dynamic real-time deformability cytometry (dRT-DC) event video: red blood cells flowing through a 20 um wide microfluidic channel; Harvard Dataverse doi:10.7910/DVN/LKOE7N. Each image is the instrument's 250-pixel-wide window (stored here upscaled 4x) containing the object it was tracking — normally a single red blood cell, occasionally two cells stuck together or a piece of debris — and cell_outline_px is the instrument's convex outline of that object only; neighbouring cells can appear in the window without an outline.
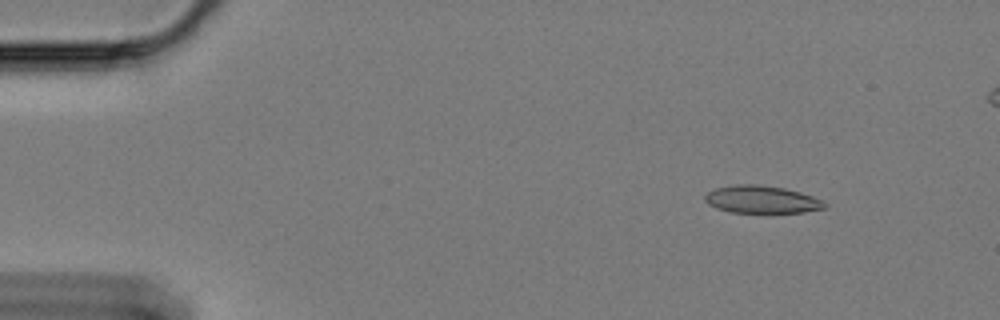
{"species": "Egyptian fruit bat (a non-hibernating species)", "species_latin": "Rousettus aegyptiacus", "temperature_condition": "cold", "stored_images_in_passage": 60, "camera_frame_rate_fps": 3000, "um_per_image_px": 0.085, "animal": {"sex": "female"}, "frame": {"image": 1, "passage_image": 7, "time_ms": 2.0, "image_size_px": [1000, 320], "cell_outline_px": [[828, 204], [824, 208], [804, 212], [768, 216], [728, 212], [716, 208], [708, 204], [704, 200], [704, 196], [708, 192], [716, 188], [740, 184], [756, 184], [784, 188], [800, 192], [824, 200]], "centroid_in_image_um": [64.77, 17.02], "position_along_channel_um": 20.2, "area_um2": 20.23}}
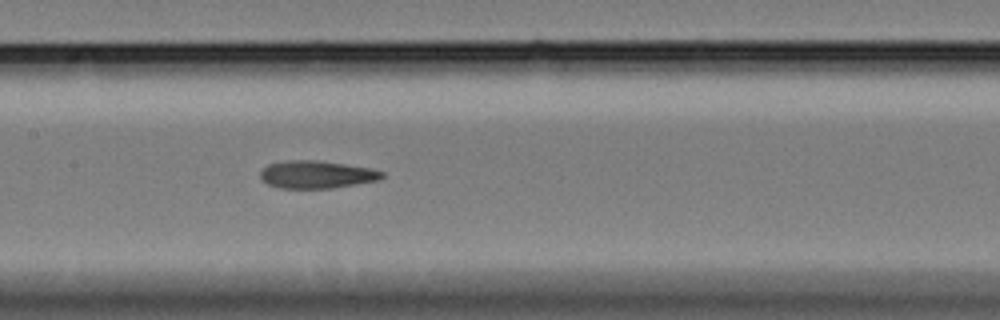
{"frame": {"image": 2, "passage_image": 29, "time_ms": 9.333, "image_size_px": [1000, 320], "cell_outline_px": [[384, 176], [380, 180], [332, 188], [280, 188], [268, 184], [260, 176], [260, 172], [268, 164], [288, 160], [316, 160], [344, 164], [368, 168], [384, 172]], "centroid_in_image_um": [26.91, 14.83], "position_along_channel_um": 180.5, "area_um2": 19.42}}
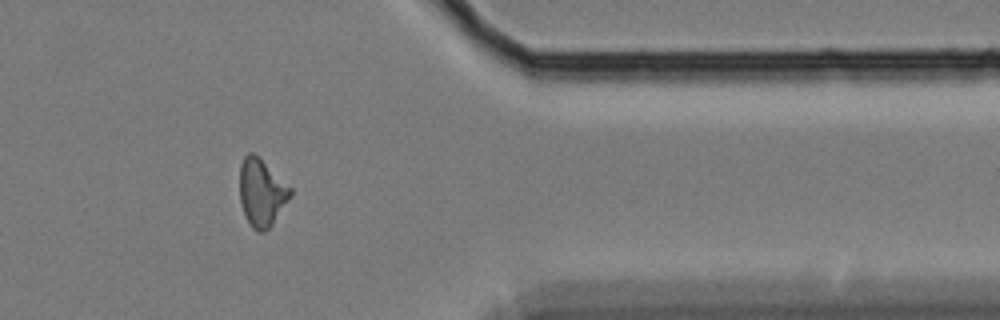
{"frame": {"image": 3, "passage_image": 49, "time_ms": 16.0, "image_size_px": [1000, 320], "cell_outline_px": [[292, 196], [272, 224], [264, 232], [260, 232], [252, 228], [248, 224], [240, 200], [240, 164], [244, 156], [248, 152], [252, 152], [292, 188]], "centroid_in_image_um": [22.23, 16.39], "position_along_channel_um": 389.2, "area_um2": 19.71}, "authors_computed_cell_mechanics": {"area_um2": 19.652, "velocity_mm_per_s": 3.3665, "shape_relaxation_time_tau1_ms": null, "shape_relaxation_time_tau2_ms": 3.9681, "deformation_change_tau1": null, "deformation_change_tau2": 0.1347}}